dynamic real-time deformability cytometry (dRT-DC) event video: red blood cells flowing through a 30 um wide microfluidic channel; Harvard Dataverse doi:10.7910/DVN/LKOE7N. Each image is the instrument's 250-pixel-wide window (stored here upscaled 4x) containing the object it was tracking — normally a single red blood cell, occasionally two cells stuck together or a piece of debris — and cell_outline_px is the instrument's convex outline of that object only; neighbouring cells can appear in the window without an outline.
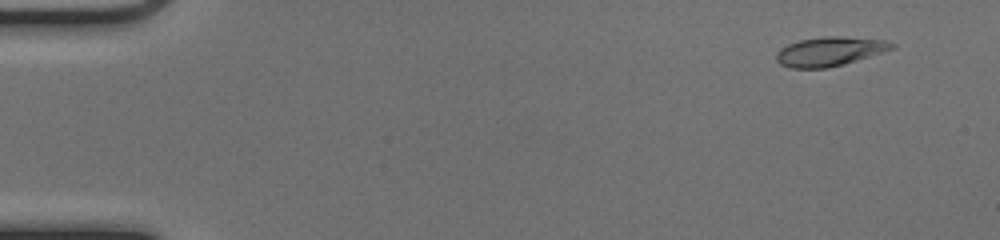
{"species": "common noctule bat (a hibernating species)", "species_latin": "Nyctalus noctula", "temperature_condition": "cold", "stored_images_in_passage": 53, "camera_frame_rate_fps": 3000, "um_per_image_px": 0.085, "animal": {"sex": "female", "body_mass_g": 17.0, "forearm_length_mm": 48.0}, "frame": {"image": 1, "passage_image": 4, "time_ms": 1.0, "image_size_px": [1000, 240], "cell_outline_px": [[896, 48], [844, 64], [828, 68], [792, 68], [780, 64], [776, 60], [776, 52], [780, 48], [788, 44], [800, 40], [824, 36], [840, 36], [884, 40], [896, 44]], "centroid_in_image_um": [70.52, 4.37], "position_along_channel_um": 14.5, "area_um2": 19.65}}
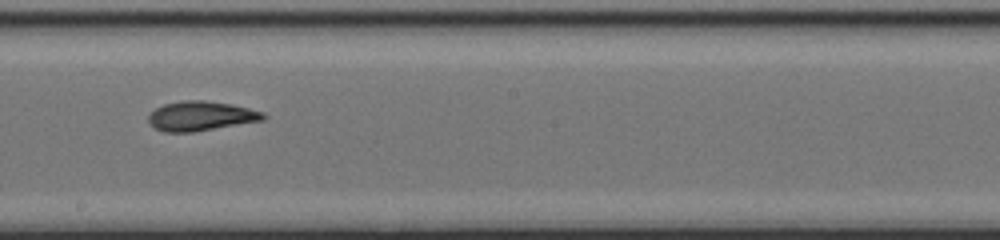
{"frame": {"image": 2, "passage_image": 30, "time_ms": 9.667, "image_size_px": [1000, 240], "cell_outline_px": [[268, 116], [264, 120], [192, 132], [164, 132], [148, 124], [148, 116], [156, 108], [164, 104], [184, 100], [204, 100], [232, 104], [264, 112]], "centroid_in_image_um": [17.08, 9.86], "position_along_channel_um": 231.1, "area_um2": 19.77}}
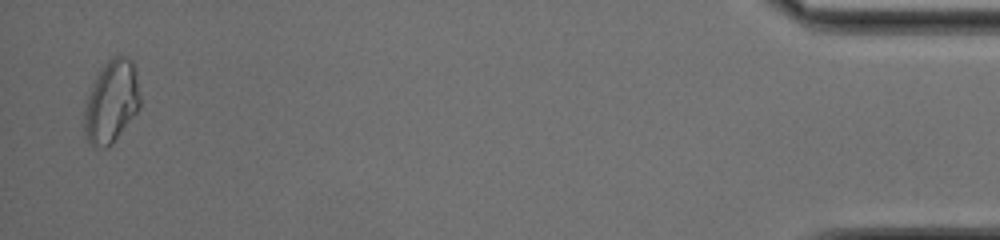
{"frame": {"image": 3, "passage_image": 51, "time_ms": 16.667, "image_size_px": [1000, 240], "cell_outline_px": [[140, 108], [112, 144], [104, 148], [92, 148], [84, 132], [84, 104], [92, 84], [96, 76], [104, 64], [112, 56], [124, 56], [132, 60], [136, 76], [140, 96]], "centroid_in_image_um": [9.45, 8.67], "position_along_channel_um": 425.8, "area_um2": 26.93}}